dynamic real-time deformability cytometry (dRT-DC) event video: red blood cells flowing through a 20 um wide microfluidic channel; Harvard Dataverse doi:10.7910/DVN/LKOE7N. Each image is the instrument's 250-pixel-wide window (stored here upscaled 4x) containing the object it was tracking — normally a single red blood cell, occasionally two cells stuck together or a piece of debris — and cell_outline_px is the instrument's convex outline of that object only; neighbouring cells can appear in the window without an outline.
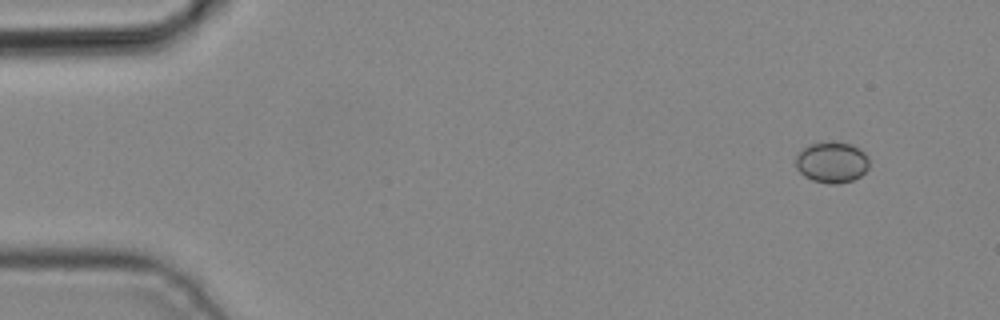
{"species": "common noctule bat (a hibernating species)", "species_latin": "Nyctalus noctula", "temperature_condition": "cold", "stored_images_in_passage": 2, "camera_frame_rate_fps": 3000, "um_per_image_px": 0.085, "animal": {"sex": "male", "body_mass_g": 19.2, "forearm_length_mm": 51.8}, "frame": {"image": 1, "passage_image": 2, "time_ms": 0.333, "image_size_px": [1000, 320], "cell_outline_px": [[868, 168], [860, 176], [852, 180], [836, 184], [828, 184], [812, 180], [804, 176], [796, 168], [796, 156], [804, 148], [812, 144], [832, 140], [852, 144], [860, 148], [868, 156]], "centroid_in_image_um": [70.72, 13.78], "position_along_channel_um": 14.3, "area_um2": 17.69}}